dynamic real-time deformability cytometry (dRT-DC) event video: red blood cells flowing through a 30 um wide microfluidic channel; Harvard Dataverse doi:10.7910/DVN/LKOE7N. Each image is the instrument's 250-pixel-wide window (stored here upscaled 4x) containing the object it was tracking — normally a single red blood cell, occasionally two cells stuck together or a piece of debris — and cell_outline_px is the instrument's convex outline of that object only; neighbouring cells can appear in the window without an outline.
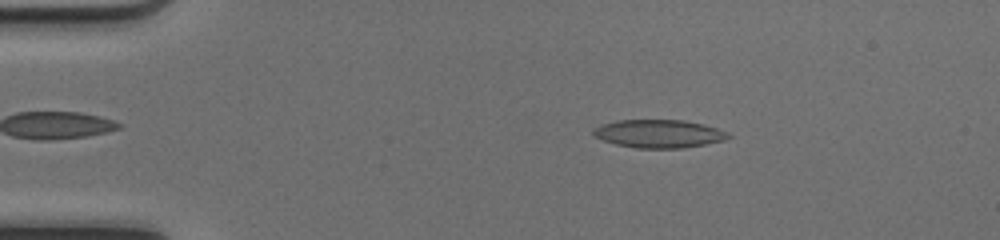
{"species": "common noctule bat (a hibernating species)", "species_latin": "Nyctalus noctula", "temperature_condition": "cold", "stored_images_in_passage": 44, "camera_frame_rate_fps": 3000, "um_per_image_px": 0.085, "animal": {"sex": "female", "body_mass_g": 17.0, "forearm_length_mm": 48.0}, "frame": {"image": 1, "passage_image": 4, "time_ms": 1.0, "image_size_px": [1000, 240], "cell_outline_px": [[732, 136], [724, 140], [704, 144], [680, 148], [636, 148], [616, 144], [604, 140], [596, 136], [592, 132], [596, 128], [604, 124], [620, 120], [680, 120], [700, 124], [716, 128], [728, 132]], "centroid_in_image_um": [56.03, 11.37], "position_along_channel_um": 29.0, "area_um2": 21.62}}
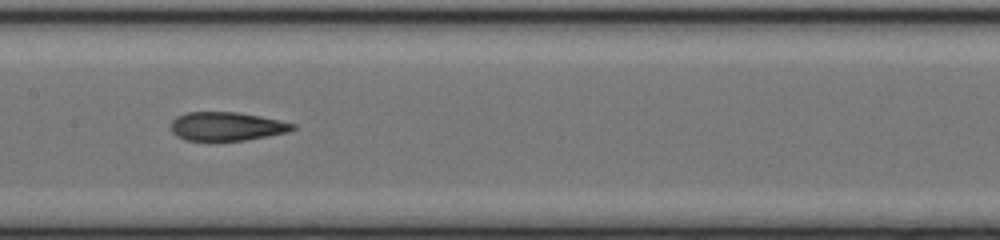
{"frame": {"image": 2, "passage_image": 20, "time_ms": 6.333, "image_size_px": [1000, 240], "cell_outline_px": [[296, 128], [288, 132], [268, 136], [244, 140], [184, 140], [176, 136], [172, 132], [172, 120], [176, 116], [188, 112], [236, 112], [260, 116], [280, 120], [296, 124]], "centroid_in_image_um": [19.28, 10.73], "position_along_channel_um": 188.1, "area_um2": 20.29}}
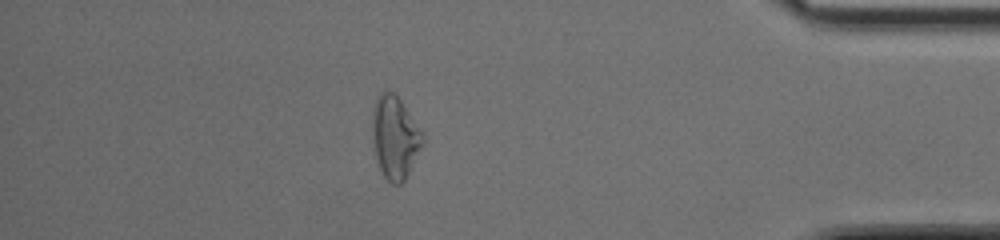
{"frame": {"image": 3, "passage_image": 38, "time_ms": 12.333, "image_size_px": [1000, 240], "cell_outline_px": [[424, 140], [404, 180], [400, 184], [392, 184], [384, 176], [376, 160], [372, 140], [372, 108], [376, 96], [384, 88], [392, 92], [400, 100], [424, 136]], "centroid_in_image_um": [33.51, 11.63], "position_along_channel_um": 401.7, "area_um2": 23.99}, "authors_computed_cell_mechanics": {"area_um2": 21.675, "velocity_mm_per_s": 4.2064, "shape_relaxation_time_tau1_ms": null, "shape_relaxation_time_tau2_ms": 2.169, "deformation_change_tau1": null, "deformation_change_tau2": 0.1133}}